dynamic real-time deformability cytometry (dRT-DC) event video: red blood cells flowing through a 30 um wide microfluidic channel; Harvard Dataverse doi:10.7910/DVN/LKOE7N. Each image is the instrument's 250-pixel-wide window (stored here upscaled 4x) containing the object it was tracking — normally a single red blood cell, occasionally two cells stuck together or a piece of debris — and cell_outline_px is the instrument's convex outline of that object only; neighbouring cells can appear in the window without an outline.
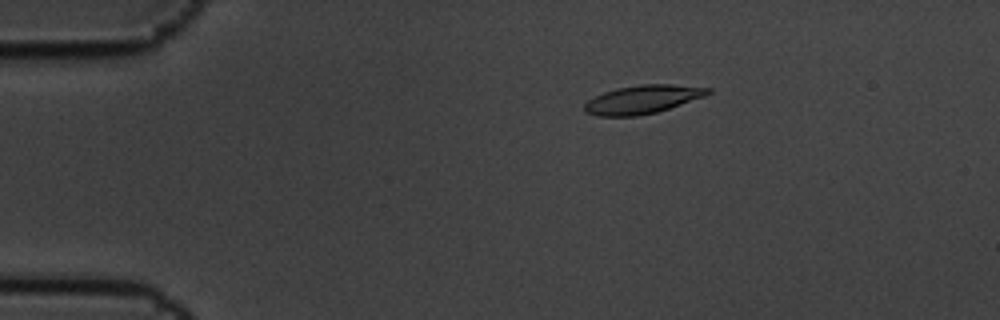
{"species": "common noctule bat (a hibernating species)", "species_latin": "Nyctalus noctula", "temperature_condition": "cold", "stored_images_in_passage": 4, "camera_frame_rate_fps": 3000, "um_per_image_px": 0.085, "animal": {"sex": "male", "body_mass_g": 19.5, "forearm_length_mm": 54.6}, "frame": {"image": 1, "passage_image": 2, "time_ms": 0.333, "image_size_px": [1000, 320], "cell_outline_px": [[712, 92], [704, 96], [656, 112], [636, 116], [596, 116], [584, 112], [584, 104], [588, 100], [604, 92], [616, 88], [640, 84], [672, 84], [712, 88]], "centroid_in_image_um": [54.59, 8.44], "position_along_channel_um": 30.4, "area_um2": 20.35}}